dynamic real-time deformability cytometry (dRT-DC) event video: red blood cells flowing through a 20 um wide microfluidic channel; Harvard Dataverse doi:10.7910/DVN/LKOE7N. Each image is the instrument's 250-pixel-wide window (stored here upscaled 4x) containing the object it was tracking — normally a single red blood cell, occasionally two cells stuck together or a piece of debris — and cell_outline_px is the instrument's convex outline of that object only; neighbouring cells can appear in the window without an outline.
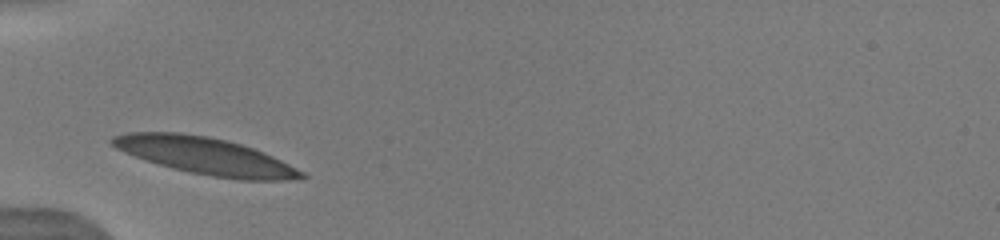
{"species": "human", "species_latin": "Homo sapiens", "temperature_condition": "warm", "stored_images_in_passage": 4, "camera_frame_rate_fps": 3000, "um_per_image_px": 0.085, "donor": {"sex": "male"}, "frame": {"image": 1, "passage_image": 1, "time_ms": 0.0, "image_size_px": [1000, 240], "cell_outline_px": [[308, 176], [288, 180], [240, 180], [212, 176], [172, 168], [144, 160], [124, 152], [108, 144], [108, 140], [112, 136], [128, 132], [180, 132], [208, 136], [228, 140], [264, 152], [304, 172]], "centroid_in_image_um": [17.4, 13.24], "position_along_channel_um": 67.6, "area_um2": 40.75}}